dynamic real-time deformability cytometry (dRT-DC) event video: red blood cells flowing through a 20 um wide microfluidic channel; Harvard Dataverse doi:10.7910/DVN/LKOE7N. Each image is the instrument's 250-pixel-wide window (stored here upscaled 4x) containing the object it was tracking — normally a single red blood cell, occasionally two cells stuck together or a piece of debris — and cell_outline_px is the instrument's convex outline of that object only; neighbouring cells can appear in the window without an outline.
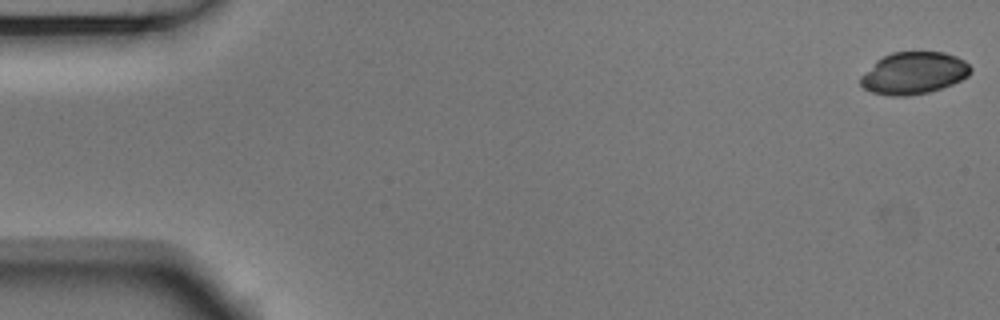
{"species": "Egyptian fruit bat (a non-hibernating species)", "species_latin": "Rousettus aegyptiacus", "temperature_condition": "room temperature", "stored_images_in_passage": 54, "camera_frame_rate_fps": 3000, "um_per_image_px": 0.085, "animal": {"sex": "male"}, "frame": {"image": 1, "passage_image": 1, "time_ms": 0.0, "image_size_px": [1000, 320], "cell_outline_px": [[972, 72], [968, 76], [952, 84], [928, 92], [908, 96], [888, 96], [872, 92], [864, 88], [860, 84], [860, 76], [876, 60], [892, 52], [944, 52], [956, 56], [964, 60], [972, 68]], "centroid_in_image_um": [77.66, 6.21], "position_along_channel_um": 7.3, "area_um2": 27.05}}
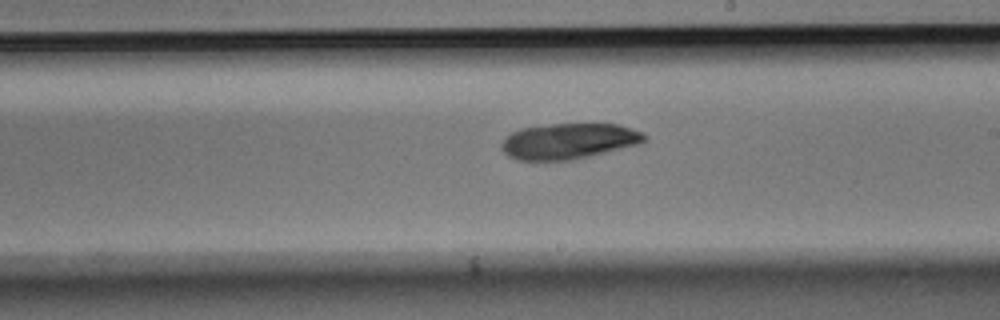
{"frame": {"image": 2, "passage_image": 31, "time_ms": 10.0, "image_size_px": [1000, 320], "cell_outline_px": [[648, 140], [640, 144], [572, 160], [516, 160], [508, 156], [500, 148], [500, 144], [504, 136], [520, 128], [552, 124], [620, 124], [644, 132], [648, 136]], "centroid_in_image_um": [48.35, 11.99], "position_along_channel_um": 240.6, "area_um2": 30.11}}
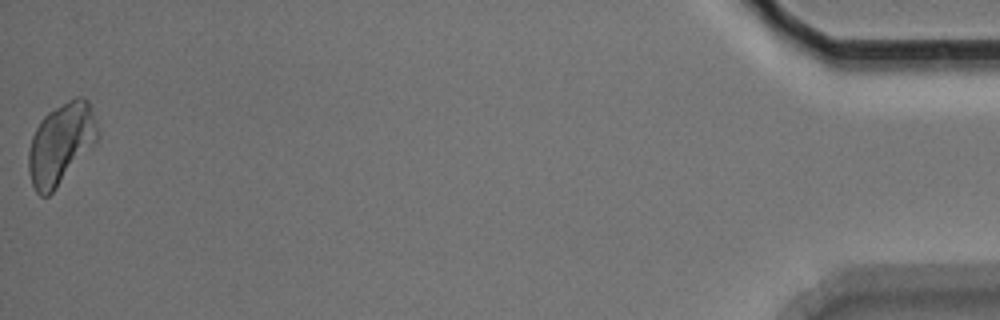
{"frame": {"image": 3, "passage_image": 54, "time_ms": 17.667, "image_size_px": [1000, 320], "cell_outline_px": [[100, 136], [56, 188], [48, 196], [40, 196], [36, 192], [32, 184], [28, 172], [28, 152], [32, 136], [40, 120], [48, 112], [68, 100], [76, 96], [84, 96], [88, 100], [100, 132]], "centroid_in_image_um": [5.16, 12.19], "position_along_channel_um": 430.0, "area_um2": 32.43}}